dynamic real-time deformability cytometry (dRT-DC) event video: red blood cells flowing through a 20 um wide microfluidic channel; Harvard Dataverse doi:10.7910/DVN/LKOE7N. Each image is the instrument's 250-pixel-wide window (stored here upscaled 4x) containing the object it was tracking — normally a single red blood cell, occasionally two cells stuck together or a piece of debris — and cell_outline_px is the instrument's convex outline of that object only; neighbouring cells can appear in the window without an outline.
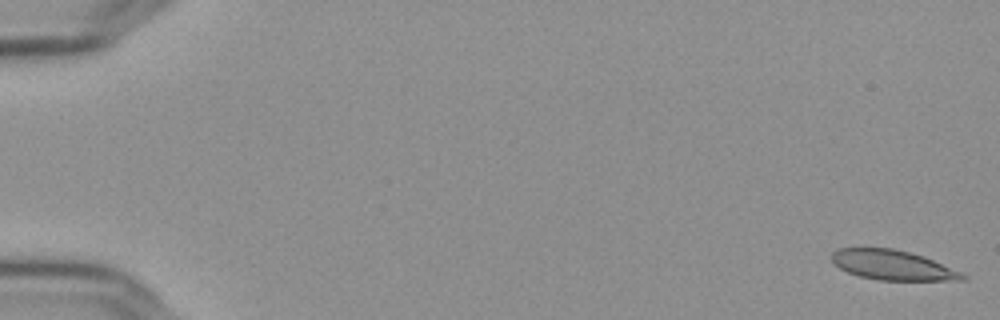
{"species": "Egyptian fruit bat (a non-hibernating species)", "species_latin": "Rousettus aegyptiacus", "temperature_condition": "cold", "stored_images_in_passage": 57, "camera_frame_rate_fps": 3000, "um_per_image_px": 0.085, "frame": {"image": 1, "passage_image": 1, "time_ms": 0.0, "image_size_px": [1000, 320], "cell_outline_px": [[968, 280], [876, 280], [860, 276], [848, 272], [840, 268], [832, 260], [832, 252], [840, 248], [892, 248], [924, 256], [960, 272], [968, 276]], "centroid_in_image_um": [75.88, 22.54], "position_along_channel_um": 9.1, "area_um2": 22.48}}
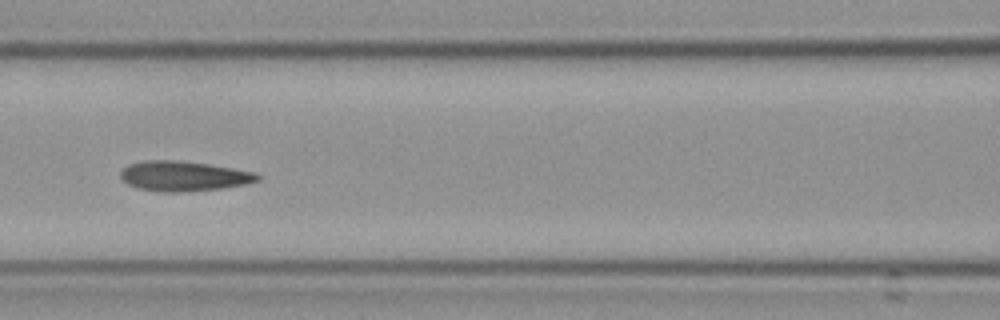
{"frame": {"image": 2, "passage_image": 26, "time_ms": 8.333, "image_size_px": [1000, 320], "cell_outline_px": [[260, 180], [248, 184], [224, 188], [188, 192], [160, 192], [136, 188], [120, 180], [120, 172], [128, 164], [148, 160], [176, 160], [208, 164], [256, 172], [260, 176]], "centroid_in_image_um": [15.61, 14.98], "position_along_channel_um": 151.0, "area_um2": 24.28}}
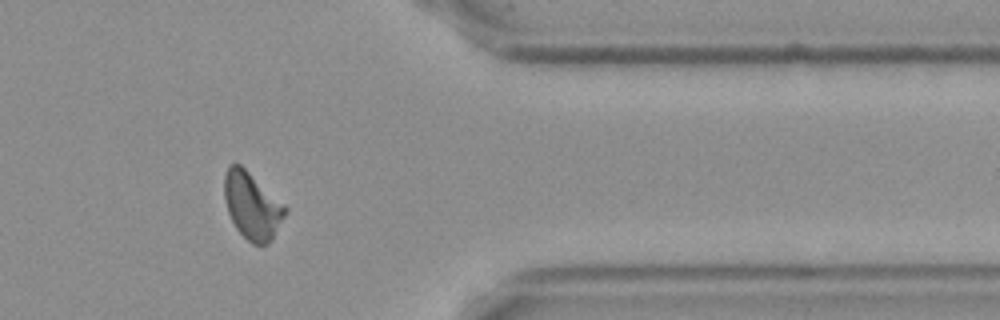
{"frame": {"image": 3, "passage_image": 47, "time_ms": 15.333, "image_size_px": [1000, 320], "cell_outline_px": [[288, 212], [272, 240], [268, 244], [252, 244], [236, 228], [228, 212], [224, 200], [224, 172], [228, 164], [240, 164], [284, 204], [288, 208]], "centroid_in_image_um": [21.43, 17.49], "position_along_channel_um": 390.0, "area_um2": 23.76}, "authors_computed_cell_mechanics": {"area_um2": 23.8714, "velocity_mm_per_s": 3.6239, "shape_relaxation_time_tau1_ms": 5.324, "shape_relaxation_time_tau2_ms": 1.6771, "deformation_change_tau1": 0.1568, "deformation_change_tau2": 0.0723}}